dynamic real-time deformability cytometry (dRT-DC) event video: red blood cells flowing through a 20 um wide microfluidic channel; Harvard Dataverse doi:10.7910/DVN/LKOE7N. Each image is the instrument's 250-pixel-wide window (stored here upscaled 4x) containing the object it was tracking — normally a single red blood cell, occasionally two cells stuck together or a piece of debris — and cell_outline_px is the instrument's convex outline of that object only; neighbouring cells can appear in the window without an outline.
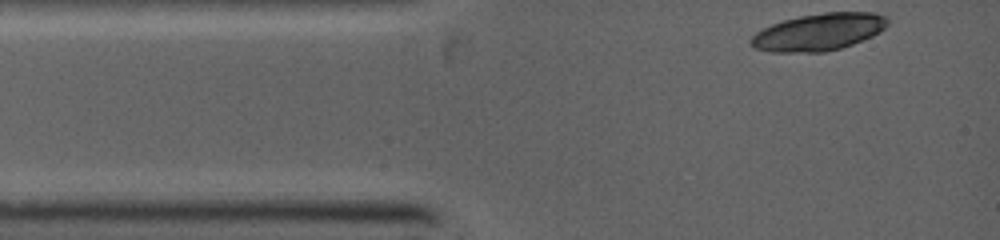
{"species": "common noctule bat (a hibernating species)", "species_latin": "Nyctalus noctula", "temperature_condition": "warm", "stored_images_in_passage": 8, "camera_frame_rate_fps": 5000, "um_per_image_px": 0.085, "animal": {"sex": "female", "body_mass_g": 19.0, "forearm_length_mm": 53.3}, "frame": {"image": 1, "passage_image": 1, "time_ms": 0.0, "image_size_px": [1000, 240], "cell_outline_px": [[888, 24], [880, 32], [872, 36], [852, 44], [840, 48], [824, 52], [768, 52], [756, 48], [748, 40], [756, 32], [772, 24], [784, 20], [800, 16], [824, 12], [872, 12], [888, 16]], "centroid_in_image_um": [69.61, 2.72], "position_along_channel_um": 15.4, "area_um2": 29.54}}